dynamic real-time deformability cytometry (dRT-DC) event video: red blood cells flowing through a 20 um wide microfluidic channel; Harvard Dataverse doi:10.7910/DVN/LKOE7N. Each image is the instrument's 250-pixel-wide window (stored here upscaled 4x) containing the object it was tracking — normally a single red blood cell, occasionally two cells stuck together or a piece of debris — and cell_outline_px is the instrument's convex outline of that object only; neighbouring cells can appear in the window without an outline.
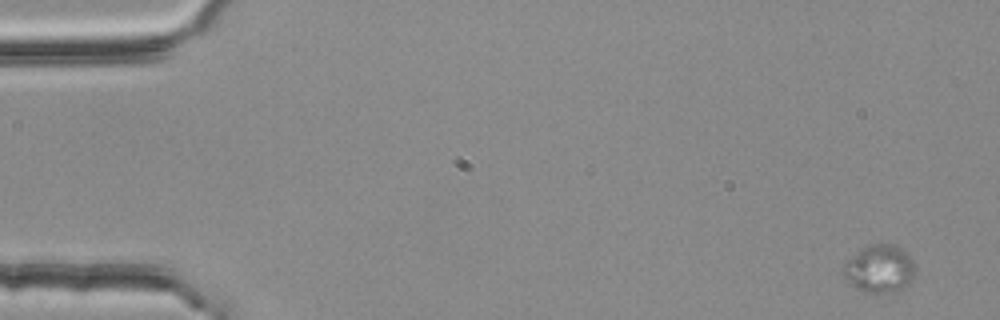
{"species": "common noctule bat (a hibernating species)", "species_latin": "Nyctalus noctula", "temperature_condition": "room temperature", "stored_images_in_passage": 4, "camera_frame_rate_fps": 3000, "um_per_image_px": 0.085, "animal": {"sex": "female", "body_mass_g": 25.1}, "frame": {"image": 1, "passage_image": 1, "time_ms": 0.0, "image_size_px": [1000, 320], "cell_outline_px": [[916, 272], [912, 280], [904, 292], [864, 292], [848, 284], [844, 276], [844, 264], [852, 256], [868, 244], [896, 244], [904, 248], [908, 252], [916, 268]], "centroid_in_image_um": [74.83, 22.86], "position_along_channel_um": 10.2, "area_um2": 20.52}}